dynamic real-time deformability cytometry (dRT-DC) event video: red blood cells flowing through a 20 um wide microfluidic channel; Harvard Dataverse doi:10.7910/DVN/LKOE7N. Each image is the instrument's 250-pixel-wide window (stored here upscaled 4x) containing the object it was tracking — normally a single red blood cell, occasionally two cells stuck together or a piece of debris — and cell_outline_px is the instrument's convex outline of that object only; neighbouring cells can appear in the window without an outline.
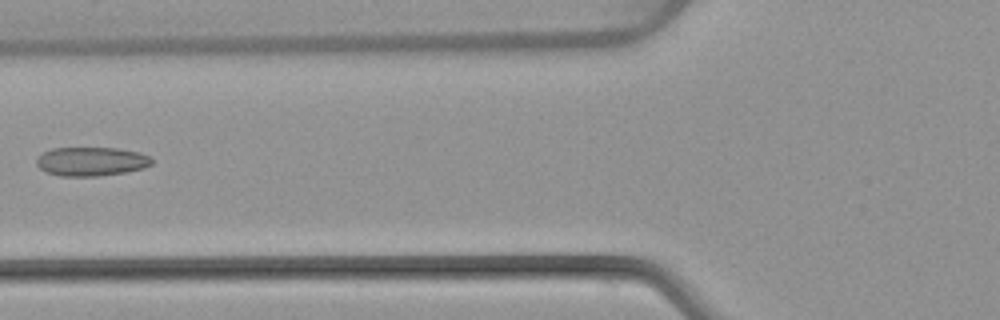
{"species": "common noctule bat (a hibernating species)", "species_latin": "Nyctalus noctula", "temperature_condition": "warm", "stored_images_in_passage": 6, "camera_frame_rate_fps": 3000, "um_per_image_px": 0.085, "animal": {"sex": "female", "body_mass_g": 22.7, "forearm_length_mm": 54.2}, "frame": {"image": 1, "passage_image": 6, "time_ms": 6.0, "image_size_px": [1000, 320], "cell_outline_px": [[152, 164], [144, 168], [124, 172], [100, 176], [60, 176], [44, 172], [36, 164], [36, 160], [44, 152], [52, 148], [116, 148], [140, 152], [148, 156], [152, 160]], "centroid_in_image_um": [7.75, 13.73], "position_along_channel_um": 118.1, "area_um2": 19.42}}